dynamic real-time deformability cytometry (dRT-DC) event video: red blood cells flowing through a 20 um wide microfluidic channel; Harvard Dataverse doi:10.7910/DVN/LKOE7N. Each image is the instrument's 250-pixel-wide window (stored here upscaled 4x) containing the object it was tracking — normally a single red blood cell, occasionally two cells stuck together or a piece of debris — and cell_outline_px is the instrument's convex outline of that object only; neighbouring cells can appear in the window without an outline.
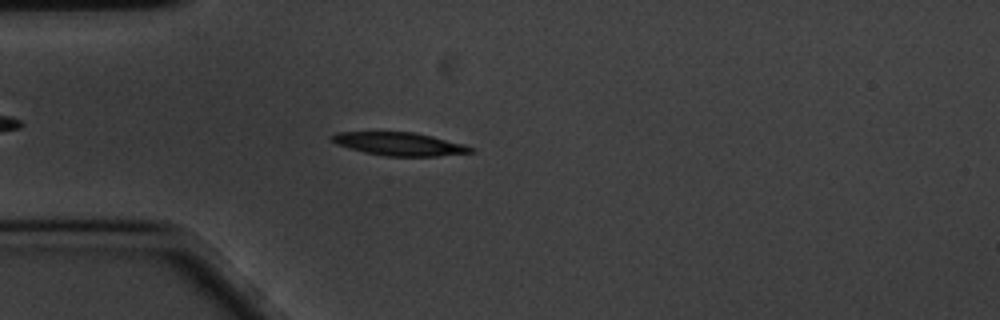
{"species": "common noctule bat (a hibernating species)", "species_latin": "Nyctalus noctula", "temperature_condition": "cold", "stored_images_in_passage": 52, "camera_frame_rate_fps": 3000, "um_per_image_px": 0.085, "animal": {"sex": "male", "body_mass_g": 20.1, "forearm_length_mm": 53.5}, "frame": {"image": 1, "passage_image": 9, "time_ms": 2.667, "image_size_px": [1000, 320], "cell_outline_px": [[476, 152], [436, 156], [384, 156], [364, 152], [336, 144], [332, 140], [332, 136], [336, 132], [416, 132], [464, 144], [476, 148]], "centroid_in_image_um": [34.01, 12.24], "position_along_channel_um": 51.0, "area_um2": 18.73}}
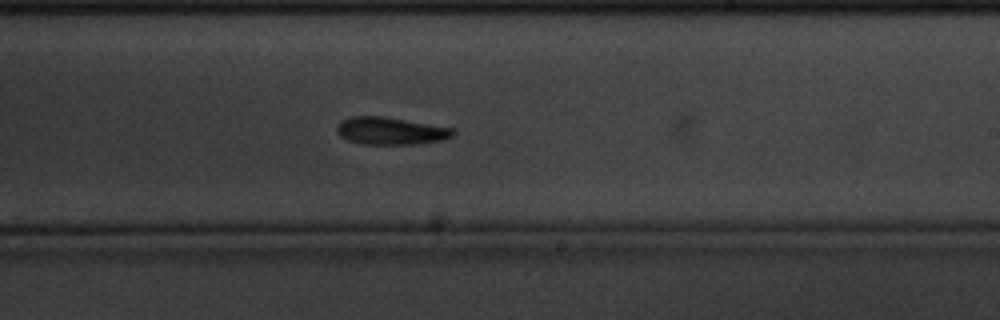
{"frame": {"image": 2, "passage_image": 28, "time_ms": 9.0, "image_size_px": [1000, 320], "cell_outline_px": [[456, 132], [452, 136], [444, 140], [416, 144], [364, 144], [348, 140], [340, 136], [336, 128], [344, 120], [352, 116], [384, 116], [452, 128]], "centroid_in_image_um": [33.23, 11.13], "position_along_channel_um": 255.8, "area_um2": 18.38}}
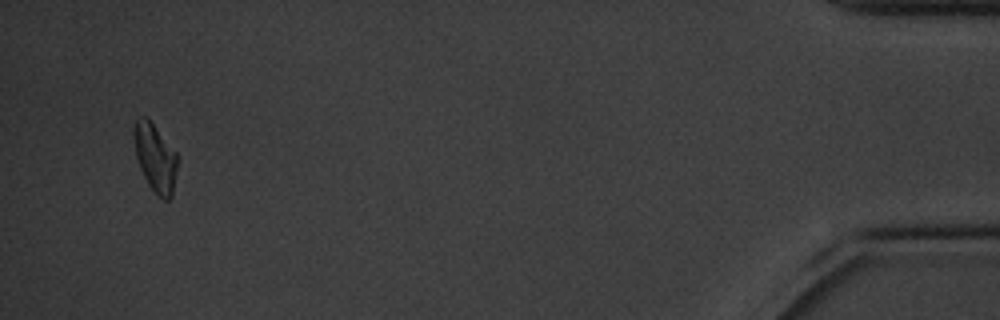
{"frame": {"image": 3, "passage_image": 50, "time_ms": 16.333, "image_size_px": [1000, 320], "cell_outline_px": [[180, 160], [172, 196], [168, 200], [164, 200], [148, 184], [140, 168], [136, 156], [132, 136], [132, 128], [136, 120], [140, 116], [144, 116], [152, 124], [180, 156]], "centroid_in_image_um": [13.21, 13.41], "position_along_channel_um": 422.0, "area_um2": 17.46}, "authors_computed_cell_mechanics": {"area_um2": 18.4382, "velocity_mm_per_s": 3.3697, "shape_relaxation_time_tau1_ms": 3.2688, "shape_relaxation_time_tau2_ms": null, "deformation_change_tau1": 0.1139, "deformation_change_tau2": null}}